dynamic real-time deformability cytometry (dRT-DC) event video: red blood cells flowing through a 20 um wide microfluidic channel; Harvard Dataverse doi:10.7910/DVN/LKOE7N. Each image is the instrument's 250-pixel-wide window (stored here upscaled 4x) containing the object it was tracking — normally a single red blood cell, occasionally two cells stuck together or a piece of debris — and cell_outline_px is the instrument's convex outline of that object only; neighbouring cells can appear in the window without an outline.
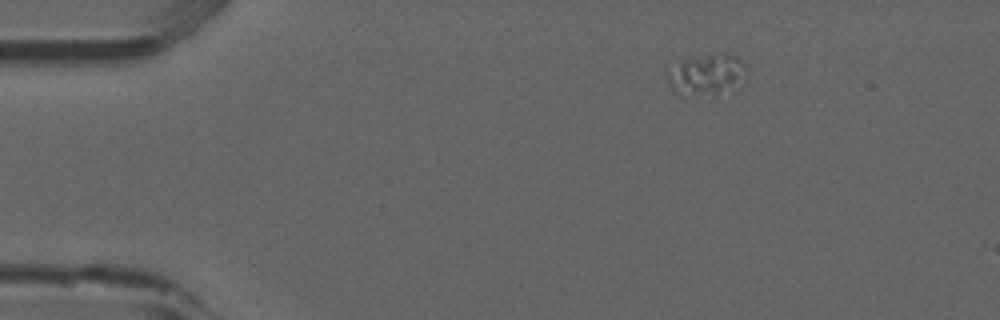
{"species": "common noctule bat (a hibernating species)", "species_latin": "Nyctalus noctula", "temperature_condition": "room temperature", "stored_images_in_passage": 3, "camera_frame_rate_fps": 3000, "um_per_image_px": 0.085, "animal": {"sex": "male", "forearm_length_mm": 52.5}, "frame": {"image": 1, "passage_image": 1, "time_ms": 0.0, "image_size_px": [1000, 320], "cell_outline_px": [[748, 68], [716, 92], [672, 92], [668, 80], [668, 76], [684, 60], [696, 56], [712, 52], [724, 52], [736, 56]], "centroid_in_image_um": [59.99, 6.19], "position_along_channel_um": 25.0, "area_um2": 16.53}}